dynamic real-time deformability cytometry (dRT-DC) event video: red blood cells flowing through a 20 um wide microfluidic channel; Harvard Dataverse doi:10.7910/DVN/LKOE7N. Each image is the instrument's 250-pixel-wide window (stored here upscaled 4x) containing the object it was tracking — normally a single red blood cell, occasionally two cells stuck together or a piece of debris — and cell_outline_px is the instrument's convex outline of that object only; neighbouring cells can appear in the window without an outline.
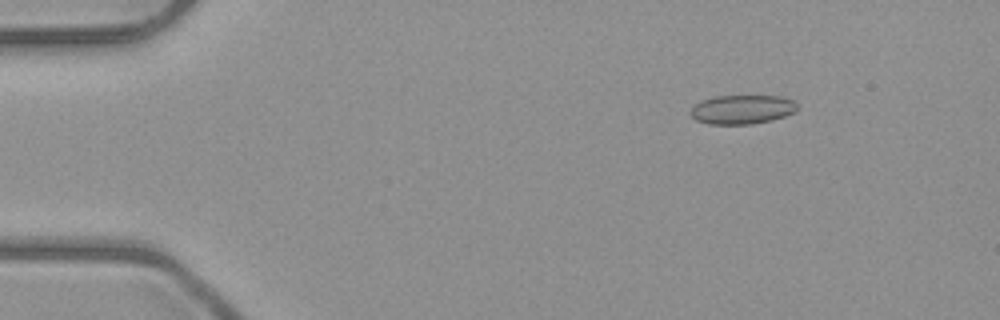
{"species": "common noctule bat (a hibernating species)", "species_latin": "Nyctalus noctula", "temperature_condition": "room temperature", "stored_images_in_passage": 5, "camera_frame_rate_fps": 3000, "um_per_image_px": 0.085, "animal": {"sex": "male", "body_mass_g": 23.1, "forearm_length_mm": 52.7}, "frame": {"image": 1, "passage_image": 3, "time_ms": 2.333, "image_size_px": [1000, 320], "cell_outline_px": [[796, 112], [772, 120], [752, 124], [708, 124], [696, 120], [688, 112], [700, 100], [712, 96], [780, 96], [792, 100], [796, 104]], "centroid_in_image_um": [63.05, 9.3], "position_along_channel_um": 22.0, "area_um2": 18.15}}